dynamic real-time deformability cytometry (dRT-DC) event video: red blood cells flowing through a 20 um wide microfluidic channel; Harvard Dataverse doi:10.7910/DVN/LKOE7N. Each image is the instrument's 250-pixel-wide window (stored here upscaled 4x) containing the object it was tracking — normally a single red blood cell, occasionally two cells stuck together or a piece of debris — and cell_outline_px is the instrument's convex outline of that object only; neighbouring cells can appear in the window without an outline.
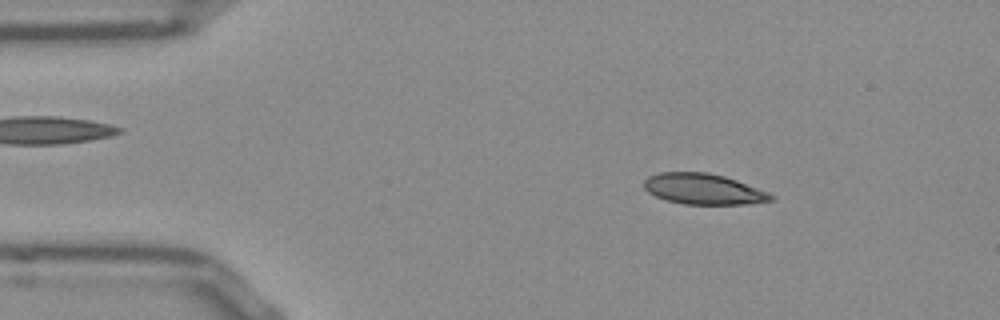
{"species": "Egyptian fruit bat (a non-hibernating species)", "species_latin": "Rousettus aegyptiacus", "temperature_condition": "room temperature", "stored_images_in_passage": 48, "camera_frame_rate_fps": 3000, "um_per_image_px": 0.085, "frame": {"image": 1, "passage_image": 4, "time_ms": 1.0, "image_size_px": [1000, 320], "cell_outline_px": [[776, 196], [772, 200], [752, 204], [684, 204], [668, 200], [656, 196], [648, 192], [644, 188], [644, 180], [648, 176], [660, 172], [708, 172], [724, 176], [736, 180], [768, 192]], "centroid_in_image_um": [59.8, 16.06], "position_along_channel_um": 25.2, "area_um2": 22.72}}
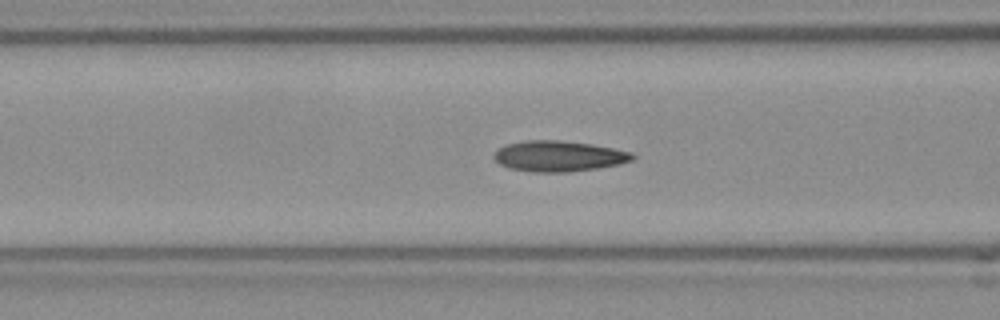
{"frame": {"image": 2, "passage_image": 16, "time_ms": 5.0, "image_size_px": [1000, 320], "cell_outline_px": [[636, 156], [632, 160], [620, 164], [572, 172], [532, 172], [508, 168], [500, 164], [492, 156], [500, 148], [508, 144], [524, 140], [556, 140], [592, 144], [632, 152]], "centroid_in_image_um": [47.5, 13.28], "position_along_channel_um": 119.1, "area_um2": 24.74}}
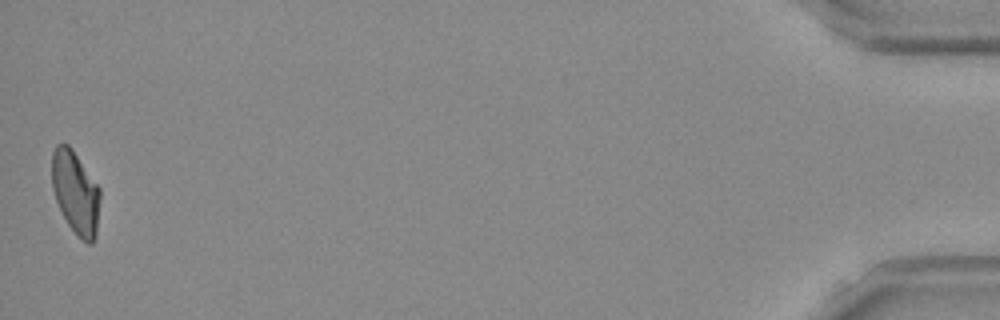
{"frame": {"image": 3, "passage_image": 48, "time_ms": 15.667, "image_size_px": [1000, 320], "cell_outline_px": [[100, 196], [96, 236], [92, 244], [88, 244], [68, 224], [56, 200], [52, 188], [52, 152], [56, 144], [68, 144], [72, 148], [100, 188]], "centroid_in_image_um": [6.42, 16.33], "position_along_channel_um": 428.8, "area_um2": 23.06}, "authors_computed_cell_mechanics": {"area_um2": 23.5824, "velocity_mm_per_s": 3.8356, "shape_relaxation_time_tau1_ms": 8.0632, "shape_relaxation_time_tau2_ms": 2.0647, "deformation_change_tau1": 0.1988, "deformation_change_tau2": 0.081}}